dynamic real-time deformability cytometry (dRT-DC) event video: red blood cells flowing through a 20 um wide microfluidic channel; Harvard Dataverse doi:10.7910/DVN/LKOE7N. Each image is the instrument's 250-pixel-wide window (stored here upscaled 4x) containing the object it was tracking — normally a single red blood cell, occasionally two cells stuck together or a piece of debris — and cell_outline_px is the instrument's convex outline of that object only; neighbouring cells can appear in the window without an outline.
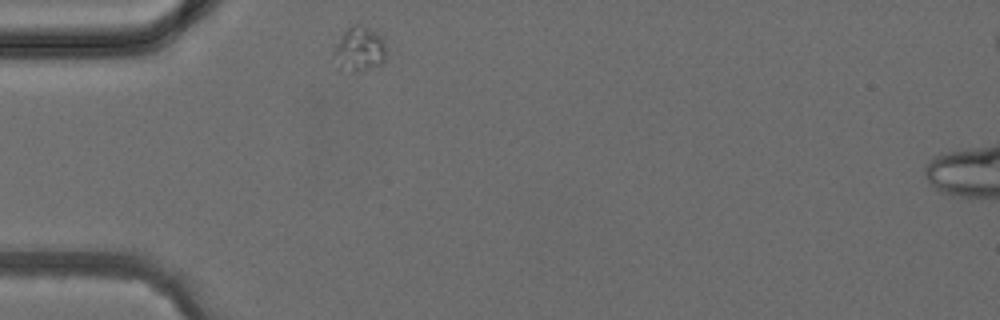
{"species": "common noctule bat (a hibernating species)", "species_latin": "Nyctalus noctula", "temperature_condition": "cold", "stored_images_in_passage": 2, "camera_frame_rate_fps": 3000, "um_per_image_px": 0.085, "animal": {"sex": "female", "body_mass_g": 24.6, "forearm_length_mm": 56.2}, "frame": {"image": 1, "passage_image": 1, "time_ms": 0.0, "image_size_px": [1000, 320], "cell_outline_px": [[384, 60], [380, 64], [364, 72], [352, 72], [340, 68], [332, 52], [344, 32], [352, 24], [356, 24], [368, 28], [376, 32], [384, 40]], "centroid_in_image_um": [30.54, 4.2], "position_along_channel_um": 54.5, "area_um2": 13.41}}